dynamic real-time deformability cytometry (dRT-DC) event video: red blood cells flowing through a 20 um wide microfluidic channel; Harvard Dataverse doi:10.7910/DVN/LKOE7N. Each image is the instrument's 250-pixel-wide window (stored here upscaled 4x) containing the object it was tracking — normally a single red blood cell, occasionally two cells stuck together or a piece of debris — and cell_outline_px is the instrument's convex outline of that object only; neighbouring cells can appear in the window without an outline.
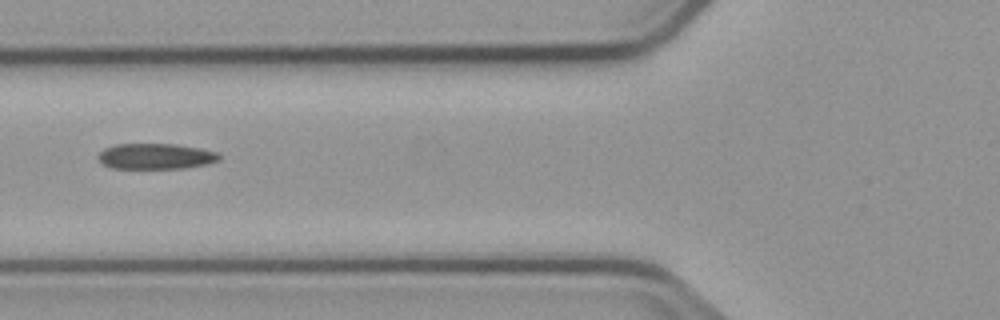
{"species": "common noctule bat (a hibernating species)", "species_latin": "Nyctalus noctula", "temperature_condition": "cold", "stored_images_in_passage": 4, "camera_frame_rate_fps": 3000, "um_per_image_px": 0.085, "animal": {"sex": "male", "body_mass_g": 23.1, "forearm_length_mm": 52.7}, "frame": {"image": 1, "passage_image": 2, "time_ms": 1.333, "image_size_px": [1000, 320], "cell_outline_px": [[220, 160], [208, 164], [184, 168], [112, 168], [104, 164], [100, 160], [100, 152], [104, 148], [112, 144], [176, 144], [200, 148], [220, 152]], "centroid_in_image_um": [13.29, 13.27], "position_along_channel_um": 112.5, "area_um2": 18.15}}
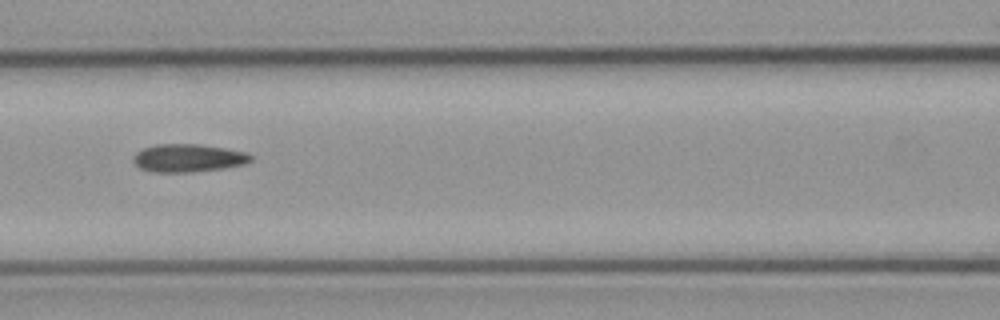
{"frame": {"image": 2, "passage_image": 3, "time_ms": 2.333, "image_size_px": [1000, 320], "cell_outline_px": [[252, 160], [244, 164], [224, 168], [192, 172], [152, 172], [140, 168], [132, 160], [132, 156], [136, 152], [144, 148], [156, 144], [200, 144], [248, 152], [252, 156]], "centroid_in_image_um": [15.99, 13.43], "position_along_channel_um": 150.6, "area_um2": 19.25}}
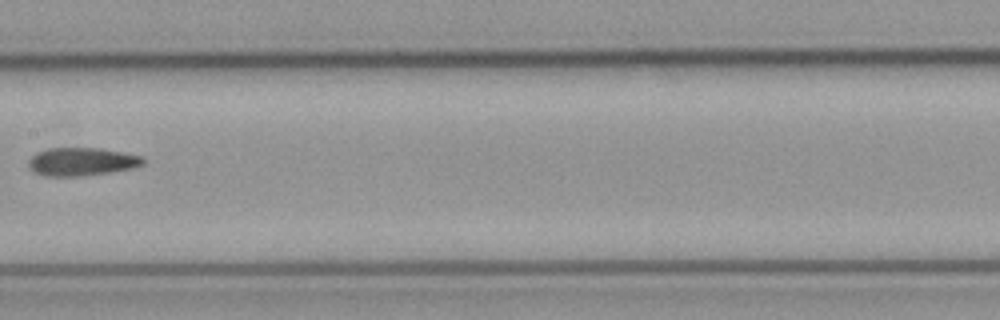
{"frame": {"image": 3, "passage_image": 4, "time_ms": 3.667, "image_size_px": [1000, 320], "cell_outline_px": [[144, 164], [132, 168], [108, 172], [80, 176], [44, 176], [36, 172], [28, 164], [28, 160], [36, 152], [48, 148], [100, 148], [124, 152], [144, 156]], "centroid_in_image_um": [6.96, 13.73], "position_along_channel_um": 200.4, "area_um2": 18.73}}